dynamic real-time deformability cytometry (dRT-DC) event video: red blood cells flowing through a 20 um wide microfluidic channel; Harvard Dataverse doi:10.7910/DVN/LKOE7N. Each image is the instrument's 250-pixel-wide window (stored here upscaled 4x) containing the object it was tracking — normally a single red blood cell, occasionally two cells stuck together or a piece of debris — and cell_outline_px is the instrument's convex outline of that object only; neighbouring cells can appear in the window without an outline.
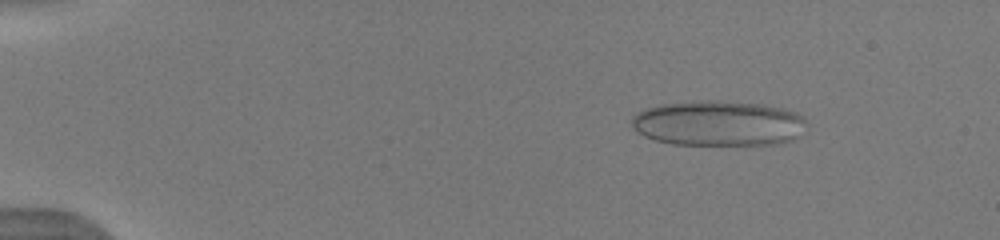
{"species": "human", "species_latin": "Homo sapiens", "temperature_condition": "warm", "stored_images_in_passage": 53, "camera_frame_rate_fps": 3000, "um_per_image_px": 0.085, "donor": {"sex": "male"}, "frame": {"image": 1, "passage_image": 8, "time_ms": 2.333, "image_size_px": [1000, 240], "cell_outline_px": [[804, 120], [796, 136], [788, 140], [776, 144], [672, 144], [656, 140], [644, 136], [632, 124], [632, 116], [648, 108], [664, 104], [708, 100], [720, 100], [760, 104], [780, 108], [792, 112], [800, 116]], "centroid_in_image_um": [61.0, 10.47], "position_along_channel_um": 24.0, "area_um2": 44.91}}
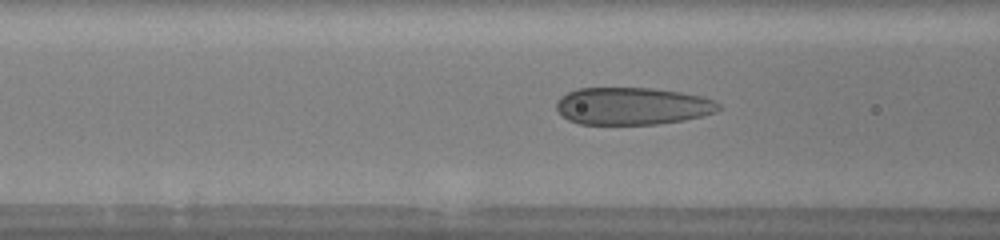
{"frame": {"image": 2, "passage_image": 23, "time_ms": 7.333, "image_size_px": [1000, 240], "cell_outline_px": [[720, 108], [716, 112], [684, 120], [656, 124], [580, 124], [568, 120], [556, 108], [556, 100], [560, 96], [568, 92], [580, 88], [652, 88], [680, 92], [700, 96], [712, 100], [720, 104]], "centroid_in_image_um": [53.72, 9.01], "position_along_channel_um": 112.9, "area_um2": 35.2}}
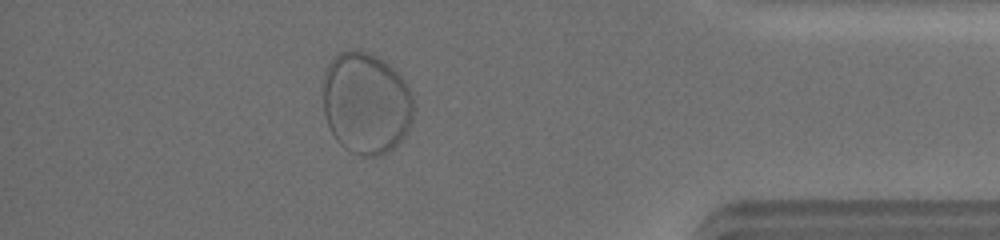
{"frame": {"image": 3, "passage_image": 48, "time_ms": 15.667, "image_size_px": [1000, 240], "cell_outline_px": [[412, 120], [404, 140], [400, 144], [388, 152], [380, 156], [360, 156], [344, 148], [336, 140], [328, 128], [324, 112], [324, 72], [328, 60], [340, 52], [348, 48], [368, 52], [380, 56], [404, 80], [412, 96]], "centroid_in_image_um": [31.1, 8.77], "position_along_channel_um": 404.1, "area_um2": 54.56}, "authors_computed_cell_mechanics": {"area_um2": 41.1536, "velocity_mm_per_s": 3.8397, "shape_relaxation_time_tau1_ms": null, "shape_relaxation_time_tau2_ms": 4.7353, "deformation_change_tau1": null, "deformation_change_tau2": null}}